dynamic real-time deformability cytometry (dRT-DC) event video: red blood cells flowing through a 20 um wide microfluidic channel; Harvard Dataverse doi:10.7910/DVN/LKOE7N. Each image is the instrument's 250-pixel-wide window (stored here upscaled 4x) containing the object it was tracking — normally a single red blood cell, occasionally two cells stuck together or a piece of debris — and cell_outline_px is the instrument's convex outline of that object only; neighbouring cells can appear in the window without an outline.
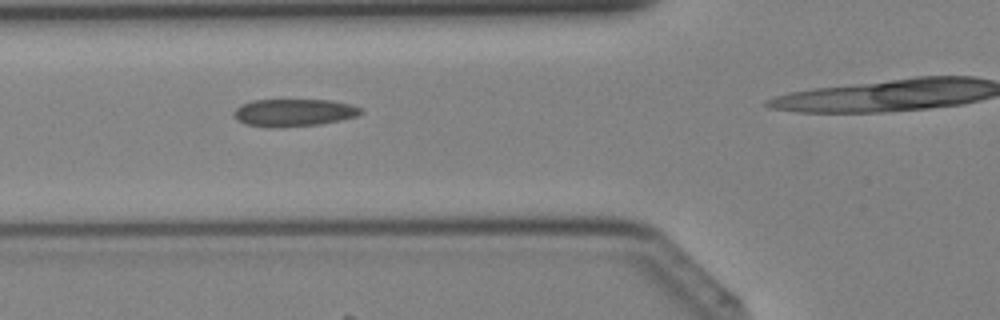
{"species": "Egyptian fruit bat (a non-hibernating species)", "species_latin": "Rousettus aegyptiacus", "temperature_condition": "cold", "stored_images_in_passage": 22, "camera_frame_rate_fps": 3000, "um_per_image_px": 0.085, "animal": {"sex": "female"}, "frame": {"image": 1, "passage_image": 4, "time_ms": 1.0, "image_size_px": [1000, 320], "cell_outline_px": [[364, 112], [356, 116], [340, 120], [320, 124], [272, 128], [244, 124], [236, 120], [232, 112], [240, 104], [252, 100], [328, 100], [348, 104], [360, 108]], "centroid_in_image_um": [24.9, 9.58], "position_along_channel_um": 100.9, "area_um2": 20.35}}
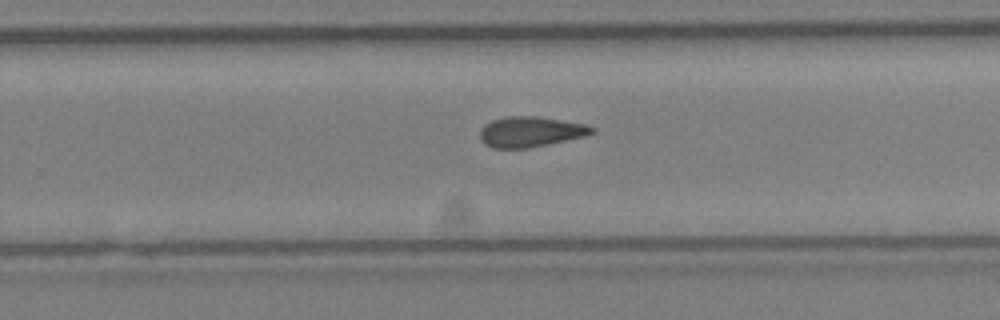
{"frame": {"image": 2, "passage_image": 15, "time_ms": 4.667, "image_size_px": [1000, 320], "cell_outline_px": [[596, 132], [584, 136], [548, 144], [528, 148], [492, 148], [484, 144], [480, 140], [480, 128], [484, 124], [492, 120], [504, 116], [536, 116], [588, 124], [596, 128]], "centroid_in_image_um": [45.08, 11.19], "position_along_channel_um": 284.7, "area_um2": 20.06}}
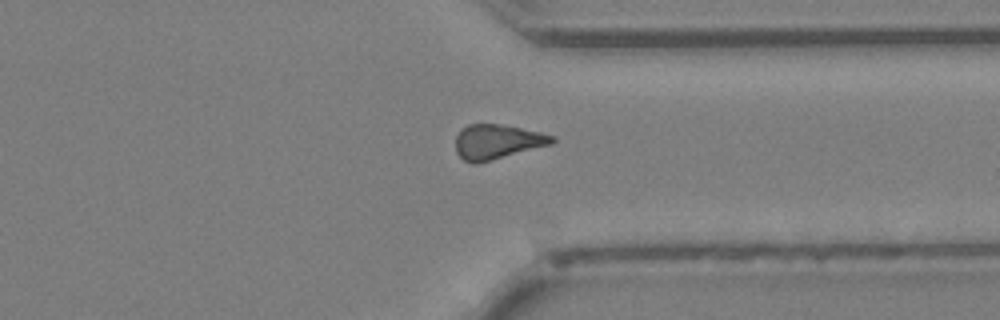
{"frame": {"image": 3, "passage_image": 20, "time_ms": 6.333, "image_size_px": [1000, 320], "cell_outline_px": [[556, 140], [552, 144], [476, 164], [472, 164], [464, 160], [456, 152], [456, 136], [468, 124], [500, 124], [540, 132], [556, 136]], "centroid_in_image_um": [42.28, 12.05], "position_along_channel_um": 369.1, "area_um2": 19.36}}